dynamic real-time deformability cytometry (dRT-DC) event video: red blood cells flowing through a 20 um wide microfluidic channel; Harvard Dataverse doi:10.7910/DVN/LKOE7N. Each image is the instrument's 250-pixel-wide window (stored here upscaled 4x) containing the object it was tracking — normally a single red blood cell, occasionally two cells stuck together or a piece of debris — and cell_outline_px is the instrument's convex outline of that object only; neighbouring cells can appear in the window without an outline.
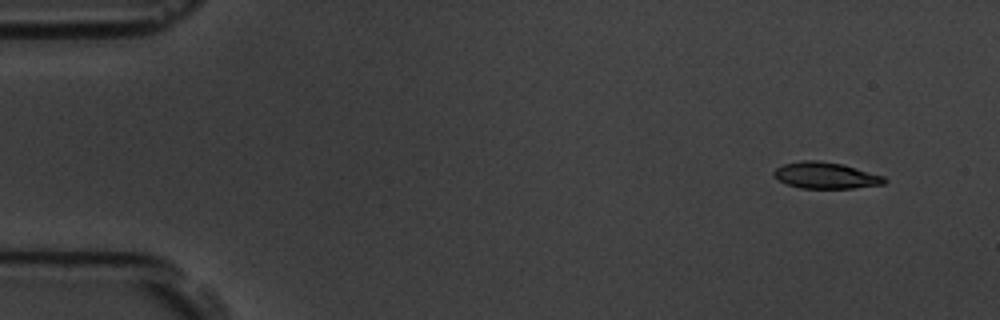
{"species": "common noctule bat (a hibernating species)", "species_latin": "Nyctalus noctula", "temperature_condition": "room temperature", "stored_images_in_passage": 4, "camera_frame_rate_fps": 3000, "um_per_image_px": 0.085, "animal": {"sex": "male", "body_mass_g": 19.5, "forearm_length_mm": 54.6}, "frame": {"image": 1, "passage_image": 1, "time_ms": 0.0, "image_size_px": [1000, 320], "cell_outline_px": [[888, 180], [884, 184], [852, 188], [800, 188], [788, 184], [772, 176], [772, 172], [776, 168], [784, 164], [800, 160], [816, 160], [844, 164], [884, 176]], "centroid_in_image_um": [70.18, 14.9], "position_along_channel_um": 14.8, "area_um2": 17.05}}
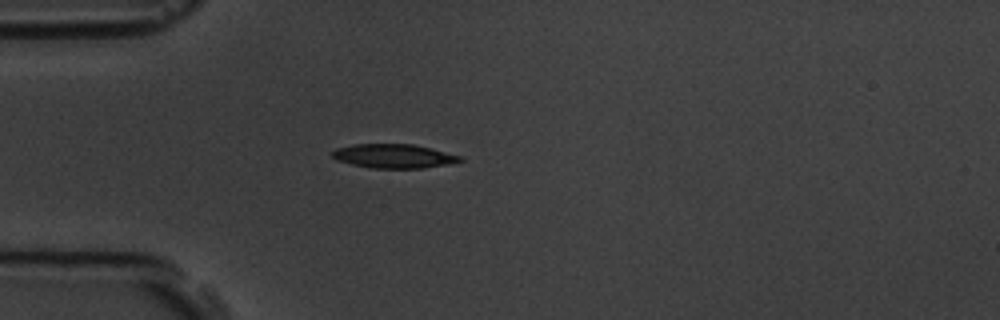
{"frame": {"image": 2, "passage_image": 4, "time_ms": 3.667, "image_size_px": [1000, 320], "cell_outline_px": [[464, 160], [444, 164], [420, 168], [372, 168], [352, 164], [336, 160], [332, 156], [332, 152], [336, 148], [352, 144], [412, 144], [460, 156]], "centroid_in_image_um": [33.38, 13.26], "position_along_channel_um": 51.6, "area_um2": 17.51}}